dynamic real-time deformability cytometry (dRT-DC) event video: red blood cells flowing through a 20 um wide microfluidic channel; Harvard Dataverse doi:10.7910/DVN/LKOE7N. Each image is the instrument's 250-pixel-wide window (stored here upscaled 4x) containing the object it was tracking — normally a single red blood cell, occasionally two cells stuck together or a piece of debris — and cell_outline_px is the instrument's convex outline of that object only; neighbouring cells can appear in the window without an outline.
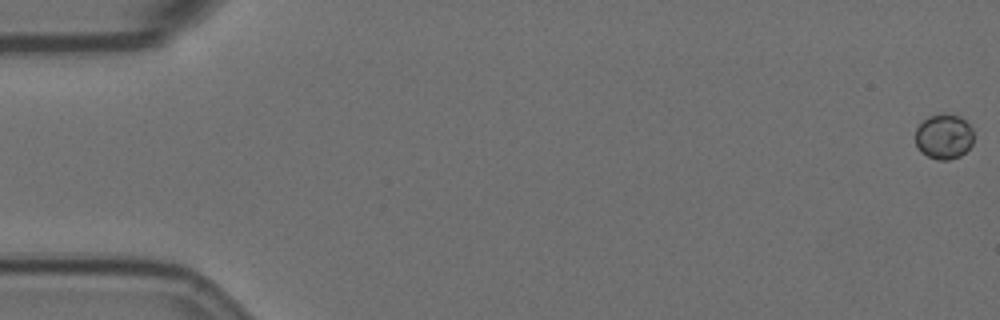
{"species": "Egyptian fruit bat (a non-hibernating species)", "species_latin": "Rousettus aegyptiacus", "temperature_condition": "room temperature", "stored_images_in_passage": 14, "camera_frame_rate_fps": 3000, "um_per_image_px": 0.085, "animal": {"sex": "female"}, "frame": {"image": 1, "passage_image": 1, "time_ms": 0.0, "image_size_px": [1000, 320], "cell_outline_px": [[972, 144], [960, 156], [948, 160], [936, 160], [920, 152], [916, 144], [916, 128], [928, 116], [960, 116], [972, 128]], "centroid_in_image_um": [80.21, 11.65], "position_along_channel_um": 4.8, "area_um2": 14.91}}